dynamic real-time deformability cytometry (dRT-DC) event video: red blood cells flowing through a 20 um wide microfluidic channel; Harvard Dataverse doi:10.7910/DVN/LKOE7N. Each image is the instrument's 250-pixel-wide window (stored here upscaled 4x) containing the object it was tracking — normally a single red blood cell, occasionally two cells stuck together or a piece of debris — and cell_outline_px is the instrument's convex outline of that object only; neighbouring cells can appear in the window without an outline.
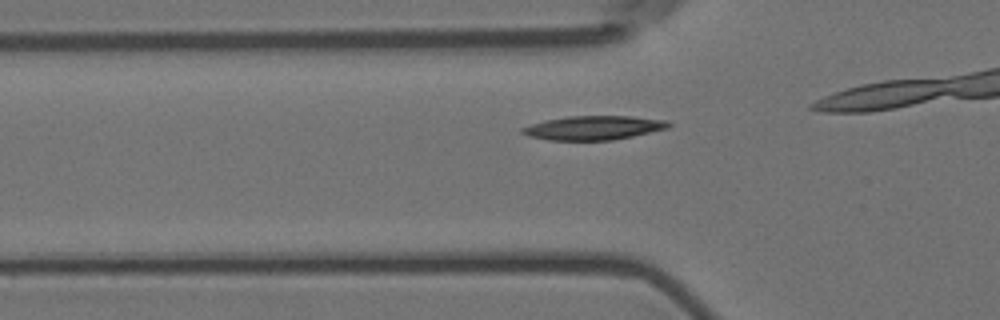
{"species": "Egyptian fruit bat (a non-hibernating species)", "species_latin": "Rousettus aegyptiacus", "temperature_condition": "room temperature", "stored_images_in_passage": 9, "camera_frame_rate_fps": 3000, "um_per_image_px": 0.085, "animal": {"sex": "female"}, "frame": {"image": 1, "passage_image": 4, "time_ms": 1.0, "image_size_px": [1000, 320], "cell_outline_px": [[672, 124], [668, 128], [632, 136], [612, 140], [548, 140], [528, 136], [520, 132], [520, 128], [544, 120], [568, 116], [632, 116], [668, 120]], "centroid_in_image_um": [50.45, 10.86], "position_along_channel_um": 75.4, "area_um2": 20.52}}
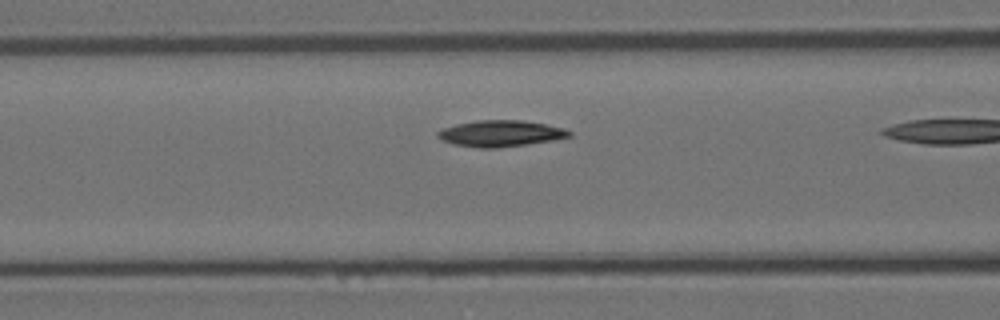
{"frame": {"image": 2, "passage_image": 8, "time_ms": 2.333, "image_size_px": [1000, 320], "cell_outline_px": [[572, 136], [552, 140], [528, 144], [496, 148], [480, 148], [452, 144], [440, 140], [436, 136], [436, 132], [444, 128], [456, 124], [476, 120], [520, 120], [544, 124], [564, 128], [572, 132]], "centroid_in_image_um": [42.51, 11.35], "position_along_channel_um": 124.1, "area_um2": 20.17}}